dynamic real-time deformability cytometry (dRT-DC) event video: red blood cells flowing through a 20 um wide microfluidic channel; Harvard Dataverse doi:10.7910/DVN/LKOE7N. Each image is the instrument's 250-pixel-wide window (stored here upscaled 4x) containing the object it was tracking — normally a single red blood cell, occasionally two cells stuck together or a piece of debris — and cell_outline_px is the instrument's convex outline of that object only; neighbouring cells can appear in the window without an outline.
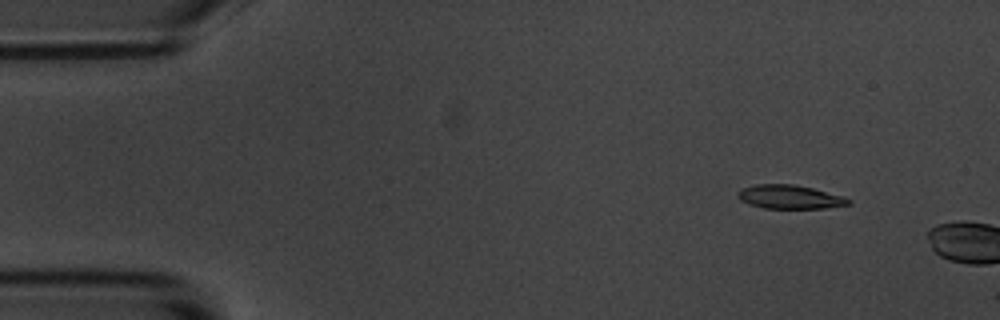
{"species": "common noctule bat (a hibernating species)", "species_latin": "Nyctalus noctula", "temperature_condition": "room temperature", "stored_images_in_passage": 3, "camera_frame_rate_fps": 3000, "um_per_image_px": 0.085, "animal": {"sex": "male", "body_mass_g": 20.1, "forearm_length_mm": 53.5}, "frame": {"image": 1, "passage_image": 2, "time_ms": 1.0, "image_size_px": [1000, 320], "cell_outline_px": [[852, 204], [824, 208], [764, 208], [748, 204], [740, 200], [736, 196], [736, 192], [744, 188], [756, 184], [792, 184], [812, 188], [844, 196], [852, 200]], "centroid_in_image_um": [67.13, 16.74], "position_along_channel_um": 17.9, "area_um2": 15.37}}